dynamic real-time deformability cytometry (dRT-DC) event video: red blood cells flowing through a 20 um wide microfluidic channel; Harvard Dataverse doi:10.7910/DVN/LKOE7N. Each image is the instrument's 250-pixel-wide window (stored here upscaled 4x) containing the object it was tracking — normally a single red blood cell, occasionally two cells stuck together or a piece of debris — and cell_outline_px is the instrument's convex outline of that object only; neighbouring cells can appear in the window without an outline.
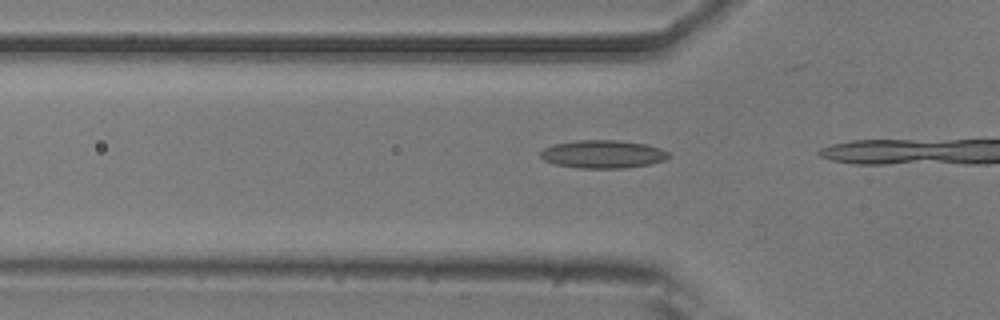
{"species": "common noctule bat (a hibernating species)", "species_latin": "Nyctalus noctula", "temperature_condition": "room temperature", "stored_images_in_passage": 6, "camera_frame_rate_fps": 3000, "um_per_image_px": 0.085, "animal": {"sex": "male", "body_mass_g": 20.5, "forearm_length_mm": 52.5}, "frame": {"image": 1, "passage_image": 4, "time_ms": 1.0, "image_size_px": [1000, 320], "cell_outline_px": [[672, 156], [664, 160], [648, 164], [624, 168], [580, 168], [556, 164], [544, 160], [540, 156], [540, 152], [544, 148], [552, 144], [576, 140], [620, 140], [648, 144], [660, 148], [668, 152]], "centroid_in_image_um": [51.25, 13.09], "position_along_channel_um": 74.5, "area_um2": 21.04}}